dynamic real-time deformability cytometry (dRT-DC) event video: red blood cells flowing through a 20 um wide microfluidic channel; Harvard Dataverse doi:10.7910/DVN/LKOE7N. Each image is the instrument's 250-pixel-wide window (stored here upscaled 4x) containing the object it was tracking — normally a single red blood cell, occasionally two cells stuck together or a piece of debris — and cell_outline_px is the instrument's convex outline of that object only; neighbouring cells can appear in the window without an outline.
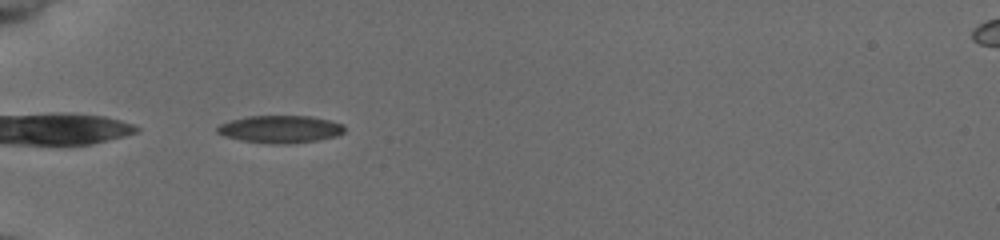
{"species": "common noctule bat (a hibernating species)", "species_latin": "Nyctalus noctula", "temperature_condition": "cold", "stored_images_in_passage": 36, "camera_frame_rate_fps": 3000, "um_per_image_px": 0.085, "animal": {"sex": "female", "body_mass_g": 19.5, "forearm_length_mm": 54.1}, "frame": {"image": 1, "passage_image": 1, "time_ms": 0.0, "image_size_px": [1000, 240], "cell_outline_px": [[344, 132], [336, 136], [316, 140], [288, 144], [268, 144], [240, 140], [224, 136], [216, 132], [216, 128], [220, 124], [232, 120], [248, 116], [308, 116], [328, 120], [344, 124]], "centroid_in_image_um": [23.8, 10.99], "position_along_channel_um": 61.2, "area_um2": 20.35}}
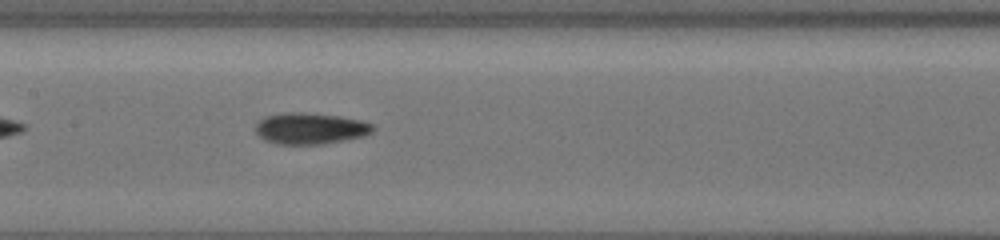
{"frame": {"image": 2, "passage_image": 11, "time_ms": 3.333, "image_size_px": [1000, 240], "cell_outline_px": [[372, 132], [364, 136], [324, 144], [276, 144], [264, 140], [256, 132], [256, 124], [260, 120], [268, 116], [288, 112], [296, 112], [336, 116], [360, 120], [372, 124]], "centroid_in_image_um": [26.36, 10.93], "position_along_channel_um": 181.0, "area_um2": 21.04}}
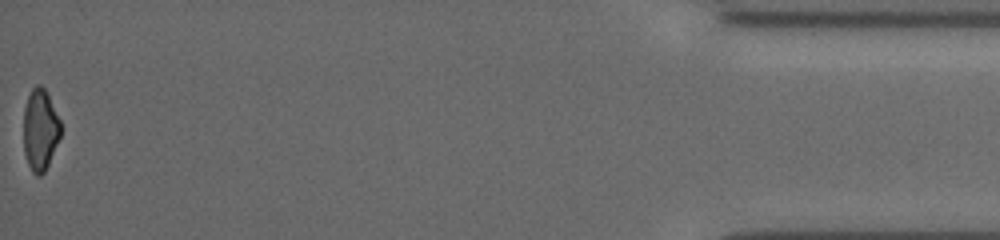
{"frame": {"image": 3, "passage_image": 36, "time_ms": 11.667, "image_size_px": [1000, 240], "cell_outline_px": [[60, 136], [48, 164], [44, 172], [40, 176], [36, 176], [32, 172], [28, 164], [24, 152], [24, 108], [28, 96], [32, 88], [36, 84], [40, 84], [44, 88], [60, 120]], "centroid_in_image_um": [3.4, 11.04], "position_along_channel_um": 431.8, "area_um2": 17.4}, "authors_computed_cell_mechanics": {"area_um2": 19.7965, "velocity_mm_per_s": 3.9575, "shape_relaxation_time_tau1_ms": 4.3417, "shape_relaxation_time_tau2_ms": 6.9259, "deformation_change_tau1": 0.1102, "deformation_change_tau2": 0.154}}